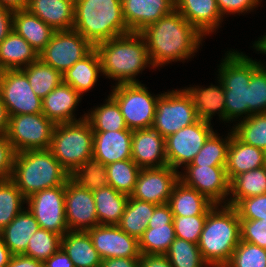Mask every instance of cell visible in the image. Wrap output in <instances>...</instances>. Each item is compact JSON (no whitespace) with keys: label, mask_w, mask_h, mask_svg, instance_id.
<instances>
[{"label":"cell","mask_w":266,"mask_h":267,"mask_svg":"<svg viewBox=\"0 0 266 267\" xmlns=\"http://www.w3.org/2000/svg\"><path fill=\"white\" fill-rule=\"evenodd\" d=\"M172 267H207L198 244L175 238L165 254Z\"/></svg>","instance_id":"obj_44"},{"label":"cell","mask_w":266,"mask_h":267,"mask_svg":"<svg viewBox=\"0 0 266 267\" xmlns=\"http://www.w3.org/2000/svg\"><path fill=\"white\" fill-rule=\"evenodd\" d=\"M175 9L203 36L223 21L216 0H175Z\"/></svg>","instance_id":"obj_23"},{"label":"cell","mask_w":266,"mask_h":267,"mask_svg":"<svg viewBox=\"0 0 266 267\" xmlns=\"http://www.w3.org/2000/svg\"><path fill=\"white\" fill-rule=\"evenodd\" d=\"M61 238L62 236L55 232L39 228L31 236L23 254L45 262L61 248Z\"/></svg>","instance_id":"obj_45"},{"label":"cell","mask_w":266,"mask_h":267,"mask_svg":"<svg viewBox=\"0 0 266 267\" xmlns=\"http://www.w3.org/2000/svg\"><path fill=\"white\" fill-rule=\"evenodd\" d=\"M10 179L27 199L43 189L66 184L70 174L50 149H38L15 154Z\"/></svg>","instance_id":"obj_5"},{"label":"cell","mask_w":266,"mask_h":267,"mask_svg":"<svg viewBox=\"0 0 266 267\" xmlns=\"http://www.w3.org/2000/svg\"><path fill=\"white\" fill-rule=\"evenodd\" d=\"M70 179L79 187L93 192L108 185L107 166L91 157L70 175Z\"/></svg>","instance_id":"obj_40"},{"label":"cell","mask_w":266,"mask_h":267,"mask_svg":"<svg viewBox=\"0 0 266 267\" xmlns=\"http://www.w3.org/2000/svg\"><path fill=\"white\" fill-rule=\"evenodd\" d=\"M0 96L9 116L42 113V99L20 69L0 71Z\"/></svg>","instance_id":"obj_13"},{"label":"cell","mask_w":266,"mask_h":267,"mask_svg":"<svg viewBox=\"0 0 266 267\" xmlns=\"http://www.w3.org/2000/svg\"><path fill=\"white\" fill-rule=\"evenodd\" d=\"M95 47L80 33L71 30L55 31L38 58L62 75Z\"/></svg>","instance_id":"obj_11"},{"label":"cell","mask_w":266,"mask_h":267,"mask_svg":"<svg viewBox=\"0 0 266 267\" xmlns=\"http://www.w3.org/2000/svg\"><path fill=\"white\" fill-rule=\"evenodd\" d=\"M73 29L94 47L130 33L123 16L122 0H75Z\"/></svg>","instance_id":"obj_4"},{"label":"cell","mask_w":266,"mask_h":267,"mask_svg":"<svg viewBox=\"0 0 266 267\" xmlns=\"http://www.w3.org/2000/svg\"><path fill=\"white\" fill-rule=\"evenodd\" d=\"M213 132L211 122L199 119L165 138L168 166L178 171L183 164H190Z\"/></svg>","instance_id":"obj_12"},{"label":"cell","mask_w":266,"mask_h":267,"mask_svg":"<svg viewBox=\"0 0 266 267\" xmlns=\"http://www.w3.org/2000/svg\"><path fill=\"white\" fill-rule=\"evenodd\" d=\"M224 267H266V249L240 240Z\"/></svg>","instance_id":"obj_47"},{"label":"cell","mask_w":266,"mask_h":267,"mask_svg":"<svg viewBox=\"0 0 266 267\" xmlns=\"http://www.w3.org/2000/svg\"><path fill=\"white\" fill-rule=\"evenodd\" d=\"M254 49L257 51H260L263 54H266V35H264L262 38H259L258 41H255L253 44Z\"/></svg>","instance_id":"obj_61"},{"label":"cell","mask_w":266,"mask_h":267,"mask_svg":"<svg viewBox=\"0 0 266 267\" xmlns=\"http://www.w3.org/2000/svg\"><path fill=\"white\" fill-rule=\"evenodd\" d=\"M219 66L218 78L224 86L225 121H233L241 115L248 118V85L252 73L262 64L248 58L242 52L227 51Z\"/></svg>","instance_id":"obj_6"},{"label":"cell","mask_w":266,"mask_h":267,"mask_svg":"<svg viewBox=\"0 0 266 267\" xmlns=\"http://www.w3.org/2000/svg\"><path fill=\"white\" fill-rule=\"evenodd\" d=\"M241 240L266 249V220L240 219Z\"/></svg>","instance_id":"obj_50"},{"label":"cell","mask_w":266,"mask_h":267,"mask_svg":"<svg viewBox=\"0 0 266 267\" xmlns=\"http://www.w3.org/2000/svg\"><path fill=\"white\" fill-rule=\"evenodd\" d=\"M144 84H116L110 96L117 102L126 126L130 130L152 128L157 99L160 96L151 95Z\"/></svg>","instance_id":"obj_8"},{"label":"cell","mask_w":266,"mask_h":267,"mask_svg":"<svg viewBox=\"0 0 266 267\" xmlns=\"http://www.w3.org/2000/svg\"><path fill=\"white\" fill-rule=\"evenodd\" d=\"M20 70L27 76L32 90L40 99L63 82V75L39 58Z\"/></svg>","instance_id":"obj_37"},{"label":"cell","mask_w":266,"mask_h":267,"mask_svg":"<svg viewBox=\"0 0 266 267\" xmlns=\"http://www.w3.org/2000/svg\"><path fill=\"white\" fill-rule=\"evenodd\" d=\"M173 215H207L215 205L197 190L184 185L180 180L174 185L169 202Z\"/></svg>","instance_id":"obj_31"},{"label":"cell","mask_w":266,"mask_h":267,"mask_svg":"<svg viewBox=\"0 0 266 267\" xmlns=\"http://www.w3.org/2000/svg\"><path fill=\"white\" fill-rule=\"evenodd\" d=\"M219 86H209L208 88H185L192 98L194 108L200 120L210 122L215 113L220 119L225 121V93L222 82L218 79ZM218 111V112H217Z\"/></svg>","instance_id":"obj_32"},{"label":"cell","mask_w":266,"mask_h":267,"mask_svg":"<svg viewBox=\"0 0 266 267\" xmlns=\"http://www.w3.org/2000/svg\"><path fill=\"white\" fill-rule=\"evenodd\" d=\"M102 260L107 258H140L139 240L117 225H97L87 231Z\"/></svg>","instance_id":"obj_17"},{"label":"cell","mask_w":266,"mask_h":267,"mask_svg":"<svg viewBox=\"0 0 266 267\" xmlns=\"http://www.w3.org/2000/svg\"><path fill=\"white\" fill-rule=\"evenodd\" d=\"M266 166L265 151L242 142L231 130L226 173L229 181L235 176Z\"/></svg>","instance_id":"obj_25"},{"label":"cell","mask_w":266,"mask_h":267,"mask_svg":"<svg viewBox=\"0 0 266 267\" xmlns=\"http://www.w3.org/2000/svg\"><path fill=\"white\" fill-rule=\"evenodd\" d=\"M99 224L118 225L129 196L107 185L93 191Z\"/></svg>","instance_id":"obj_34"},{"label":"cell","mask_w":266,"mask_h":267,"mask_svg":"<svg viewBox=\"0 0 266 267\" xmlns=\"http://www.w3.org/2000/svg\"><path fill=\"white\" fill-rule=\"evenodd\" d=\"M184 168L186 173H179V180L184 185L197 190L214 204L223 205L226 204L224 201L228 202L225 197L230 194V181L226 166L186 165Z\"/></svg>","instance_id":"obj_15"},{"label":"cell","mask_w":266,"mask_h":267,"mask_svg":"<svg viewBox=\"0 0 266 267\" xmlns=\"http://www.w3.org/2000/svg\"><path fill=\"white\" fill-rule=\"evenodd\" d=\"M11 256L12 254L10 253L9 249L6 247L3 241L2 235L0 233V267H7Z\"/></svg>","instance_id":"obj_60"},{"label":"cell","mask_w":266,"mask_h":267,"mask_svg":"<svg viewBox=\"0 0 266 267\" xmlns=\"http://www.w3.org/2000/svg\"><path fill=\"white\" fill-rule=\"evenodd\" d=\"M7 267H44V262L24 254L12 255Z\"/></svg>","instance_id":"obj_55"},{"label":"cell","mask_w":266,"mask_h":267,"mask_svg":"<svg viewBox=\"0 0 266 267\" xmlns=\"http://www.w3.org/2000/svg\"><path fill=\"white\" fill-rule=\"evenodd\" d=\"M179 173L168 165L141 169L130 197L156 205L166 204L174 185L179 181Z\"/></svg>","instance_id":"obj_16"},{"label":"cell","mask_w":266,"mask_h":267,"mask_svg":"<svg viewBox=\"0 0 266 267\" xmlns=\"http://www.w3.org/2000/svg\"><path fill=\"white\" fill-rule=\"evenodd\" d=\"M140 168L132 159L120 160L107 165L108 185L130 196L134 190Z\"/></svg>","instance_id":"obj_39"},{"label":"cell","mask_w":266,"mask_h":267,"mask_svg":"<svg viewBox=\"0 0 266 267\" xmlns=\"http://www.w3.org/2000/svg\"><path fill=\"white\" fill-rule=\"evenodd\" d=\"M39 228L32 213L23 207V210L0 233L10 253L16 255L26 251L31 236Z\"/></svg>","instance_id":"obj_30"},{"label":"cell","mask_w":266,"mask_h":267,"mask_svg":"<svg viewBox=\"0 0 266 267\" xmlns=\"http://www.w3.org/2000/svg\"><path fill=\"white\" fill-rule=\"evenodd\" d=\"M230 133L225 140L213 132L205 141L203 147L188 165L198 166H226Z\"/></svg>","instance_id":"obj_43"},{"label":"cell","mask_w":266,"mask_h":267,"mask_svg":"<svg viewBox=\"0 0 266 267\" xmlns=\"http://www.w3.org/2000/svg\"><path fill=\"white\" fill-rule=\"evenodd\" d=\"M80 99L81 95L73 87L62 82L42 99V113L55 124L83 120L86 114L78 120L73 114Z\"/></svg>","instance_id":"obj_22"},{"label":"cell","mask_w":266,"mask_h":267,"mask_svg":"<svg viewBox=\"0 0 266 267\" xmlns=\"http://www.w3.org/2000/svg\"><path fill=\"white\" fill-rule=\"evenodd\" d=\"M95 49L100 56L102 74L117 80L116 84L139 83L135 76L148 64L152 66L146 41L138 32L101 42Z\"/></svg>","instance_id":"obj_2"},{"label":"cell","mask_w":266,"mask_h":267,"mask_svg":"<svg viewBox=\"0 0 266 267\" xmlns=\"http://www.w3.org/2000/svg\"><path fill=\"white\" fill-rule=\"evenodd\" d=\"M132 133L130 129L94 132L93 157L106 166L120 160L131 159Z\"/></svg>","instance_id":"obj_24"},{"label":"cell","mask_w":266,"mask_h":267,"mask_svg":"<svg viewBox=\"0 0 266 267\" xmlns=\"http://www.w3.org/2000/svg\"><path fill=\"white\" fill-rule=\"evenodd\" d=\"M93 132L127 130L125 120L117 102L108 96L106 103L86 114L85 118Z\"/></svg>","instance_id":"obj_38"},{"label":"cell","mask_w":266,"mask_h":267,"mask_svg":"<svg viewBox=\"0 0 266 267\" xmlns=\"http://www.w3.org/2000/svg\"><path fill=\"white\" fill-rule=\"evenodd\" d=\"M139 267H172L165 255L141 254Z\"/></svg>","instance_id":"obj_54"},{"label":"cell","mask_w":266,"mask_h":267,"mask_svg":"<svg viewBox=\"0 0 266 267\" xmlns=\"http://www.w3.org/2000/svg\"><path fill=\"white\" fill-rule=\"evenodd\" d=\"M65 217L71 231H88L99 225L93 192L71 179L65 184Z\"/></svg>","instance_id":"obj_18"},{"label":"cell","mask_w":266,"mask_h":267,"mask_svg":"<svg viewBox=\"0 0 266 267\" xmlns=\"http://www.w3.org/2000/svg\"><path fill=\"white\" fill-rule=\"evenodd\" d=\"M262 0H216L218 9L222 15L246 13L253 10Z\"/></svg>","instance_id":"obj_52"},{"label":"cell","mask_w":266,"mask_h":267,"mask_svg":"<svg viewBox=\"0 0 266 267\" xmlns=\"http://www.w3.org/2000/svg\"><path fill=\"white\" fill-rule=\"evenodd\" d=\"M9 127V115L0 96V136L7 135Z\"/></svg>","instance_id":"obj_58"},{"label":"cell","mask_w":266,"mask_h":267,"mask_svg":"<svg viewBox=\"0 0 266 267\" xmlns=\"http://www.w3.org/2000/svg\"><path fill=\"white\" fill-rule=\"evenodd\" d=\"M173 213L168 203L157 205L147 229L139 239L141 254L165 255L175 240Z\"/></svg>","instance_id":"obj_19"},{"label":"cell","mask_w":266,"mask_h":267,"mask_svg":"<svg viewBox=\"0 0 266 267\" xmlns=\"http://www.w3.org/2000/svg\"><path fill=\"white\" fill-rule=\"evenodd\" d=\"M232 131L242 142L266 151V113L240 120Z\"/></svg>","instance_id":"obj_42"},{"label":"cell","mask_w":266,"mask_h":267,"mask_svg":"<svg viewBox=\"0 0 266 267\" xmlns=\"http://www.w3.org/2000/svg\"><path fill=\"white\" fill-rule=\"evenodd\" d=\"M227 205L235 206L241 199L266 194V166L243 172L230 181Z\"/></svg>","instance_id":"obj_36"},{"label":"cell","mask_w":266,"mask_h":267,"mask_svg":"<svg viewBox=\"0 0 266 267\" xmlns=\"http://www.w3.org/2000/svg\"><path fill=\"white\" fill-rule=\"evenodd\" d=\"M153 68L194 56L203 35L176 9L140 32Z\"/></svg>","instance_id":"obj_1"},{"label":"cell","mask_w":266,"mask_h":267,"mask_svg":"<svg viewBox=\"0 0 266 267\" xmlns=\"http://www.w3.org/2000/svg\"><path fill=\"white\" fill-rule=\"evenodd\" d=\"M61 248L71 259L74 267L101 266L102 259L87 231L69 230L61 238Z\"/></svg>","instance_id":"obj_27"},{"label":"cell","mask_w":266,"mask_h":267,"mask_svg":"<svg viewBox=\"0 0 266 267\" xmlns=\"http://www.w3.org/2000/svg\"><path fill=\"white\" fill-rule=\"evenodd\" d=\"M94 132L90 123L80 120L56 124L50 150L71 175L82 163L93 157Z\"/></svg>","instance_id":"obj_7"},{"label":"cell","mask_w":266,"mask_h":267,"mask_svg":"<svg viewBox=\"0 0 266 267\" xmlns=\"http://www.w3.org/2000/svg\"><path fill=\"white\" fill-rule=\"evenodd\" d=\"M38 59V52L14 30L0 43V71L16 70Z\"/></svg>","instance_id":"obj_29"},{"label":"cell","mask_w":266,"mask_h":267,"mask_svg":"<svg viewBox=\"0 0 266 267\" xmlns=\"http://www.w3.org/2000/svg\"><path fill=\"white\" fill-rule=\"evenodd\" d=\"M173 216L176 238L198 244L207 215Z\"/></svg>","instance_id":"obj_48"},{"label":"cell","mask_w":266,"mask_h":267,"mask_svg":"<svg viewBox=\"0 0 266 267\" xmlns=\"http://www.w3.org/2000/svg\"><path fill=\"white\" fill-rule=\"evenodd\" d=\"M75 0H29L26 10L40 18L55 31L74 26Z\"/></svg>","instance_id":"obj_26"},{"label":"cell","mask_w":266,"mask_h":267,"mask_svg":"<svg viewBox=\"0 0 266 267\" xmlns=\"http://www.w3.org/2000/svg\"><path fill=\"white\" fill-rule=\"evenodd\" d=\"M140 258H107L101 261L100 267H139Z\"/></svg>","instance_id":"obj_57"},{"label":"cell","mask_w":266,"mask_h":267,"mask_svg":"<svg viewBox=\"0 0 266 267\" xmlns=\"http://www.w3.org/2000/svg\"><path fill=\"white\" fill-rule=\"evenodd\" d=\"M261 64L251 75L248 85V117L266 113V66Z\"/></svg>","instance_id":"obj_46"},{"label":"cell","mask_w":266,"mask_h":267,"mask_svg":"<svg viewBox=\"0 0 266 267\" xmlns=\"http://www.w3.org/2000/svg\"><path fill=\"white\" fill-rule=\"evenodd\" d=\"M234 207L240 219L266 220V194L243 198Z\"/></svg>","instance_id":"obj_49"},{"label":"cell","mask_w":266,"mask_h":267,"mask_svg":"<svg viewBox=\"0 0 266 267\" xmlns=\"http://www.w3.org/2000/svg\"><path fill=\"white\" fill-rule=\"evenodd\" d=\"M156 206L154 203L141 201L129 196L124 213L117 226L128 235L139 240L147 229L148 222Z\"/></svg>","instance_id":"obj_35"},{"label":"cell","mask_w":266,"mask_h":267,"mask_svg":"<svg viewBox=\"0 0 266 267\" xmlns=\"http://www.w3.org/2000/svg\"><path fill=\"white\" fill-rule=\"evenodd\" d=\"M131 159L140 169L168 165L165 138L153 128L133 130Z\"/></svg>","instance_id":"obj_20"},{"label":"cell","mask_w":266,"mask_h":267,"mask_svg":"<svg viewBox=\"0 0 266 267\" xmlns=\"http://www.w3.org/2000/svg\"><path fill=\"white\" fill-rule=\"evenodd\" d=\"M215 204L207 214L198 242L209 267H224L241 240L240 218L234 206Z\"/></svg>","instance_id":"obj_3"},{"label":"cell","mask_w":266,"mask_h":267,"mask_svg":"<svg viewBox=\"0 0 266 267\" xmlns=\"http://www.w3.org/2000/svg\"><path fill=\"white\" fill-rule=\"evenodd\" d=\"M123 16L130 32L140 33L175 9V0H122Z\"/></svg>","instance_id":"obj_21"},{"label":"cell","mask_w":266,"mask_h":267,"mask_svg":"<svg viewBox=\"0 0 266 267\" xmlns=\"http://www.w3.org/2000/svg\"><path fill=\"white\" fill-rule=\"evenodd\" d=\"M55 125L43 113L9 116L7 138L16 153L50 149Z\"/></svg>","instance_id":"obj_10"},{"label":"cell","mask_w":266,"mask_h":267,"mask_svg":"<svg viewBox=\"0 0 266 267\" xmlns=\"http://www.w3.org/2000/svg\"><path fill=\"white\" fill-rule=\"evenodd\" d=\"M15 154L7 135L0 136V181L11 178Z\"/></svg>","instance_id":"obj_51"},{"label":"cell","mask_w":266,"mask_h":267,"mask_svg":"<svg viewBox=\"0 0 266 267\" xmlns=\"http://www.w3.org/2000/svg\"><path fill=\"white\" fill-rule=\"evenodd\" d=\"M29 0H0V6L7 7L13 11L25 10Z\"/></svg>","instance_id":"obj_59"},{"label":"cell","mask_w":266,"mask_h":267,"mask_svg":"<svg viewBox=\"0 0 266 267\" xmlns=\"http://www.w3.org/2000/svg\"><path fill=\"white\" fill-rule=\"evenodd\" d=\"M199 120L192 98L185 89L161 93L152 128L164 138Z\"/></svg>","instance_id":"obj_9"},{"label":"cell","mask_w":266,"mask_h":267,"mask_svg":"<svg viewBox=\"0 0 266 267\" xmlns=\"http://www.w3.org/2000/svg\"><path fill=\"white\" fill-rule=\"evenodd\" d=\"M100 73H102L101 60L94 48L63 74V82L82 95L95 86Z\"/></svg>","instance_id":"obj_33"},{"label":"cell","mask_w":266,"mask_h":267,"mask_svg":"<svg viewBox=\"0 0 266 267\" xmlns=\"http://www.w3.org/2000/svg\"><path fill=\"white\" fill-rule=\"evenodd\" d=\"M13 30L23 37L38 54L51 40L55 30L37 16L25 10H15Z\"/></svg>","instance_id":"obj_28"},{"label":"cell","mask_w":266,"mask_h":267,"mask_svg":"<svg viewBox=\"0 0 266 267\" xmlns=\"http://www.w3.org/2000/svg\"><path fill=\"white\" fill-rule=\"evenodd\" d=\"M13 14V10L0 6V43L13 30Z\"/></svg>","instance_id":"obj_53"},{"label":"cell","mask_w":266,"mask_h":267,"mask_svg":"<svg viewBox=\"0 0 266 267\" xmlns=\"http://www.w3.org/2000/svg\"><path fill=\"white\" fill-rule=\"evenodd\" d=\"M26 203L41 229L61 236L69 231L65 217V184L36 192Z\"/></svg>","instance_id":"obj_14"},{"label":"cell","mask_w":266,"mask_h":267,"mask_svg":"<svg viewBox=\"0 0 266 267\" xmlns=\"http://www.w3.org/2000/svg\"><path fill=\"white\" fill-rule=\"evenodd\" d=\"M44 267H74L71 259L66 252L60 248L52 256H50L45 262Z\"/></svg>","instance_id":"obj_56"},{"label":"cell","mask_w":266,"mask_h":267,"mask_svg":"<svg viewBox=\"0 0 266 267\" xmlns=\"http://www.w3.org/2000/svg\"><path fill=\"white\" fill-rule=\"evenodd\" d=\"M26 198L11 180L0 181V231L23 209Z\"/></svg>","instance_id":"obj_41"}]
</instances>
